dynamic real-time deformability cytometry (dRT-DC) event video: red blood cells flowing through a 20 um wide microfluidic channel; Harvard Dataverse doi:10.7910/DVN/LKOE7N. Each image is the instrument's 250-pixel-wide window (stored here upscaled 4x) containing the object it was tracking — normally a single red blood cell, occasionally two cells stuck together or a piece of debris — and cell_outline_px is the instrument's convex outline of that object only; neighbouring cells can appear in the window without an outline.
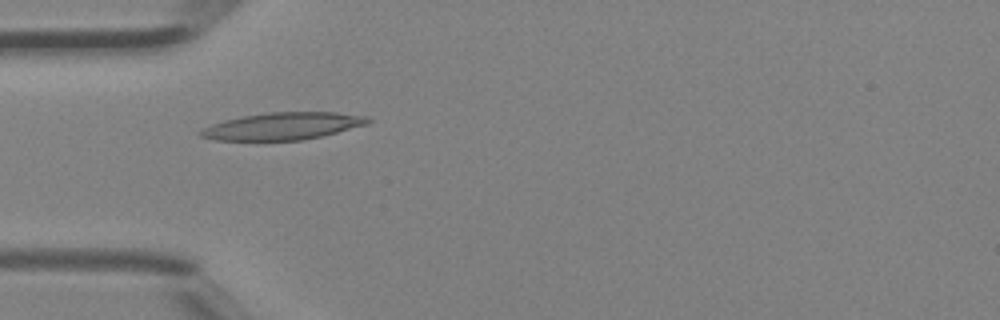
{"species": "Egyptian fruit bat (a non-hibernating species)", "species_latin": "Rousettus aegyptiacus", "temperature_condition": "room temperature", "stored_images_in_passage": 11, "camera_frame_rate_fps": 3000, "um_per_image_px": 0.085, "animal": {"sex": "female"}, "frame": {"image": 1, "passage_image": 1, "time_ms": 0.0, "image_size_px": [1000, 320], "cell_outline_px": [[372, 120], [364, 124], [336, 132], [320, 136], [300, 140], [216, 140], [200, 136], [200, 132], [204, 128], [212, 124], [224, 120], [240, 116], [268, 112], [336, 112], [368, 116]], "centroid_in_image_um": [24.01, 10.7], "position_along_channel_um": 61.0, "area_um2": 26.18}}
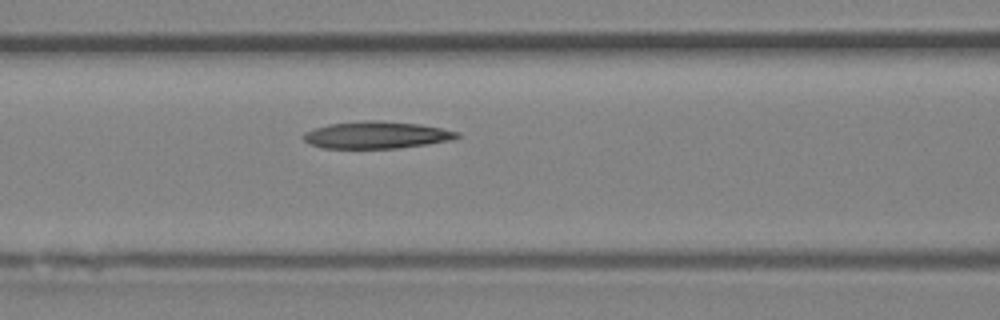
{"frame": {"image": 2, "passage_image": 6, "time_ms": 1.667, "image_size_px": [1000, 320], "cell_outline_px": [[460, 136], [452, 140], [396, 148], [324, 148], [312, 144], [304, 140], [304, 132], [328, 124], [360, 120], [376, 120], [420, 124], [460, 132]], "centroid_in_image_um": [32.01, 11.46], "position_along_channel_um": 134.6, "area_um2": 24.04}}
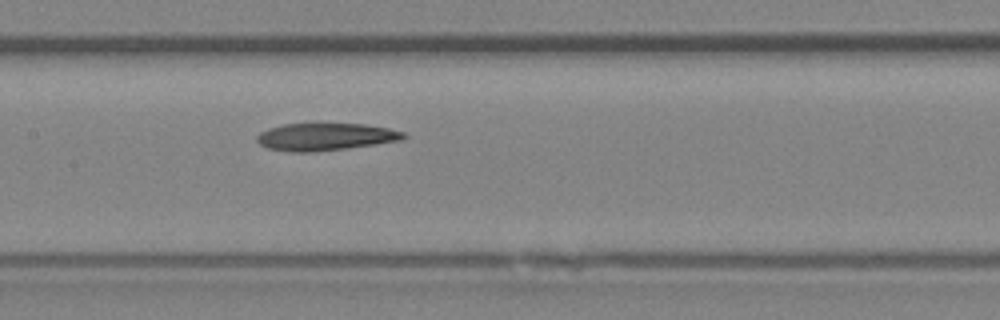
{"frame": {"image": 3, "passage_image": 9, "time_ms": 2.667, "image_size_px": [1000, 320], "cell_outline_px": [[408, 136], [400, 140], [344, 148], [312, 152], [292, 152], [268, 148], [260, 144], [256, 140], [256, 136], [260, 132], [268, 128], [284, 124], [364, 124], [388, 128], [404, 132]], "centroid_in_image_um": [27.62, 11.62], "position_along_channel_um": 179.8, "area_um2": 23.06}}